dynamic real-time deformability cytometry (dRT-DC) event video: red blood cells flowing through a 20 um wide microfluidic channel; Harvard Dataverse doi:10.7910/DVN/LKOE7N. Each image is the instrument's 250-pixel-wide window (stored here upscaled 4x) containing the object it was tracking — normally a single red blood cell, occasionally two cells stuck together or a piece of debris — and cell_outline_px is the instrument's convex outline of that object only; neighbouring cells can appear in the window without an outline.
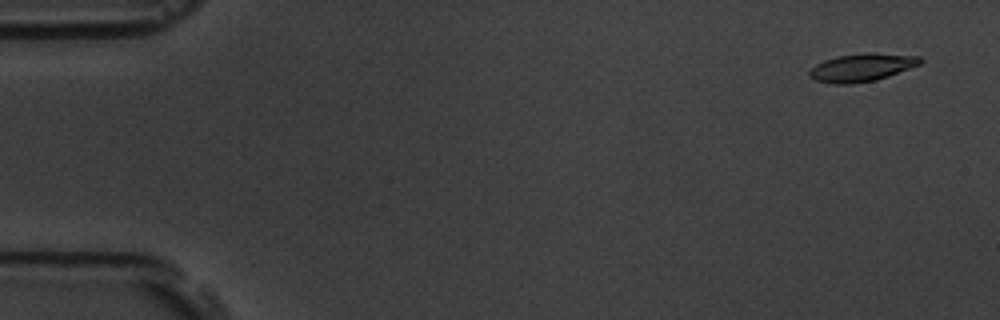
{"species": "common noctule bat (a hibernating species)", "species_latin": "Nyctalus noctula", "temperature_condition": "room temperature", "stored_images_in_passage": 5, "camera_frame_rate_fps": 3000, "um_per_image_px": 0.085, "animal": {"sex": "male", "body_mass_g": 19.5, "forearm_length_mm": 54.6}, "frame": {"image": 1, "passage_image": 1, "time_ms": 0.0, "image_size_px": [1000, 320], "cell_outline_px": [[924, 60], [920, 64], [888, 76], [876, 80], [852, 84], [832, 84], [816, 80], [808, 76], [808, 72], [816, 64], [824, 60], [836, 56], [920, 56]], "centroid_in_image_um": [73.16, 5.81], "position_along_channel_um": 11.8, "area_um2": 16.88}}
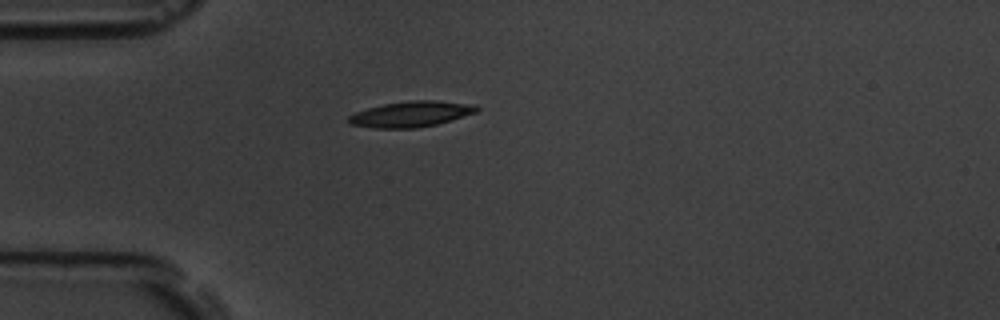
{"frame": {"image": 2, "passage_image": 4, "time_ms": 4.333, "image_size_px": [1000, 320], "cell_outline_px": [[480, 108], [476, 112], [452, 120], [436, 124], [416, 128], [372, 128], [348, 124], [348, 116], [356, 112], [368, 108], [384, 104], [412, 100], [436, 100], [476, 104]], "centroid_in_image_um": [34.95, 9.69], "position_along_channel_um": 50.0, "area_um2": 19.25}}